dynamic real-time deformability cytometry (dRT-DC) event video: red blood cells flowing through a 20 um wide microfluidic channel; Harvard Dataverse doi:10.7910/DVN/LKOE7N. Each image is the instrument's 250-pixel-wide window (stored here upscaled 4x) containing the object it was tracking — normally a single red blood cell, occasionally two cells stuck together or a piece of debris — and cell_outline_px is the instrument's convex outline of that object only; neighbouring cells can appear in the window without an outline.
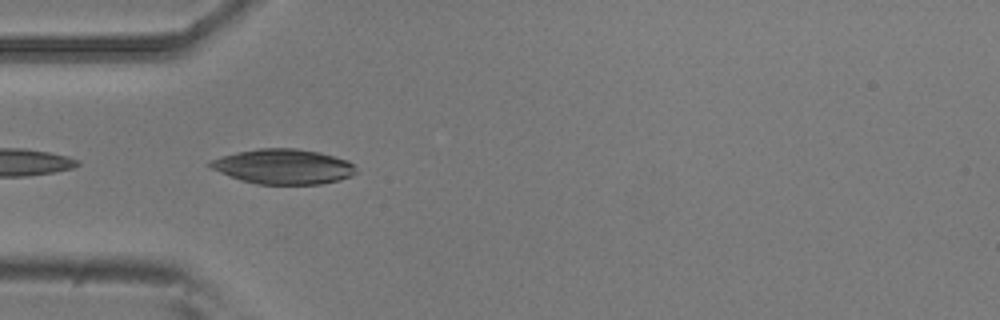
{"species": "common noctule bat (a hibernating species)", "species_latin": "Nyctalus noctula", "temperature_condition": "room temperature", "stored_images_in_passage": 8, "camera_frame_rate_fps": 3000, "um_per_image_px": 0.085, "animal": {"sex": "male", "body_mass_g": 20.5, "forearm_length_mm": 52.5}, "frame": {"image": 1, "passage_image": 5, "time_ms": 1.333, "image_size_px": [1000, 320], "cell_outline_px": [[356, 172], [352, 176], [340, 180], [320, 184], [256, 184], [240, 180], [220, 172], [204, 164], [208, 160], [220, 156], [256, 148], [296, 148], [320, 152], [348, 160], [356, 168]], "centroid_in_image_um": [24.06, 14.15], "position_along_channel_um": 60.9, "area_um2": 30.0}}
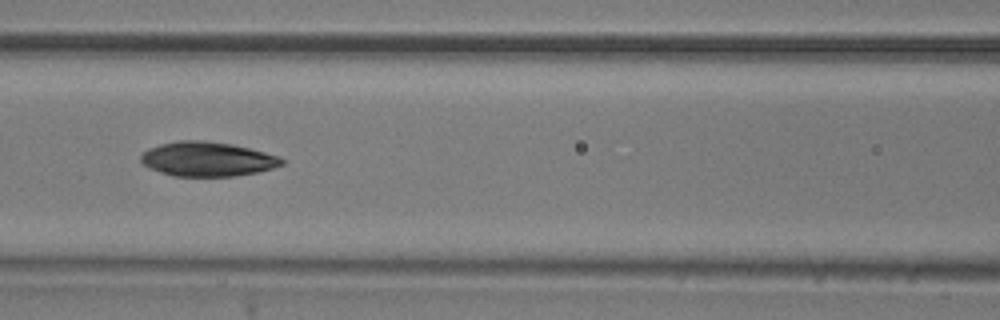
{"frame": {"image": 2, "passage_image": 7, "time_ms": 2.0, "image_size_px": [1000, 320], "cell_outline_px": [[284, 164], [272, 168], [256, 172], [236, 176], [172, 176], [148, 168], [140, 160], [140, 156], [148, 148], [160, 144], [180, 140], [204, 140], [232, 144], [280, 156], [284, 160]], "centroid_in_image_um": [17.61, 13.52], "position_along_channel_um": 149.0, "area_um2": 28.32}}
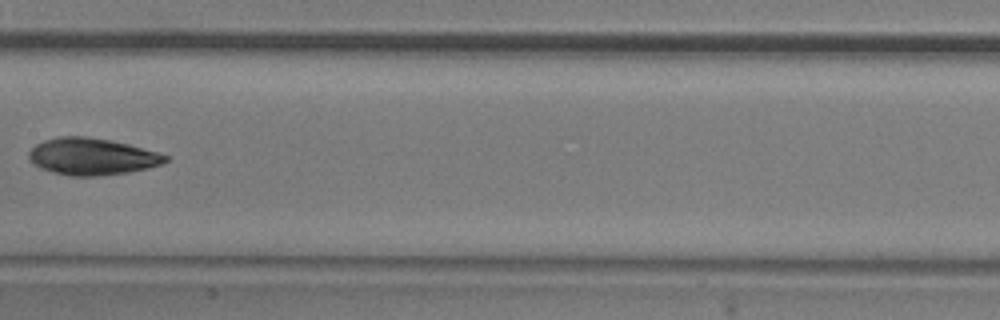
{"frame": {"image": 3, "passage_image": 8, "time_ms": 2.333, "image_size_px": [1000, 320], "cell_outline_px": [[168, 160], [160, 164], [148, 168], [128, 172], [96, 176], [72, 176], [52, 172], [40, 168], [32, 164], [28, 156], [28, 152], [36, 144], [44, 140], [56, 136], [88, 136], [112, 140], [128, 144], [156, 152], [168, 156]], "centroid_in_image_um": [7.77, 13.3], "position_along_channel_um": 199.6, "area_um2": 29.36}}